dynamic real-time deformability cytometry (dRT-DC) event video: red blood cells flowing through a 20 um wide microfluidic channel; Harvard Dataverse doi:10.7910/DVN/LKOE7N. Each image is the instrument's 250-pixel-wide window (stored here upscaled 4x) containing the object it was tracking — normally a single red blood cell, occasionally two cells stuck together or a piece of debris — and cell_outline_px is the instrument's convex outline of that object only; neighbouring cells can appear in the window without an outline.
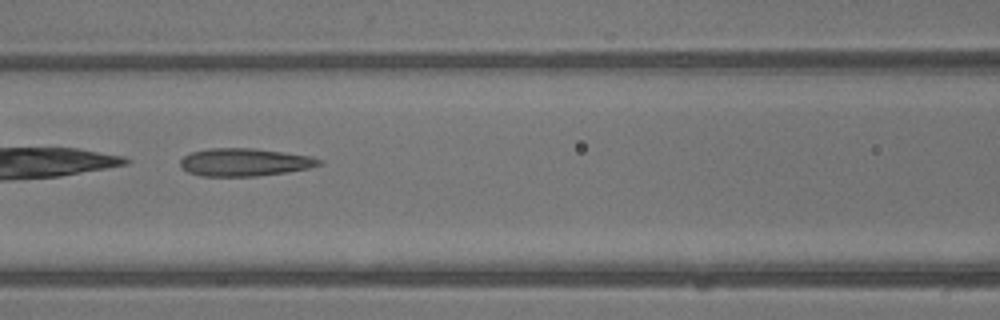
{"species": "common noctule bat (a hibernating species)", "species_latin": "Nyctalus noctula", "temperature_condition": "warm", "stored_images_in_passage": 18, "camera_frame_rate_fps": 3000, "um_per_image_px": 0.085, "animal": {"sex": "male", "body_mass_g": 13.3}, "frame": {"image": 1, "passage_image": 6, "time_ms": 1.667, "image_size_px": [1000, 320], "cell_outline_px": [[324, 164], [308, 168], [288, 172], [256, 176], [200, 176], [188, 172], [180, 164], [180, 160], [184, 156], [192, 152], [208, 148], [256, 148], [312, 156], [320, 160]], "centroid_in_image_um": [20.81, 13.78], "position_along_channel_um": 145.8, "area_um2": 22.54}}
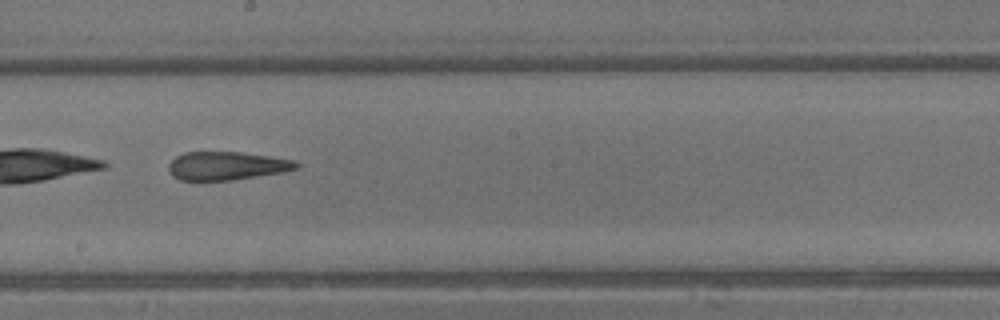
{"frame": {"image": 2, "passage_image": 11, "time_ms": 3.333, "image_size_px": [1000, 320], "cell_outline_px": [[300, 168], [284, 172], [232, 180], [180, 180], [172, 176], [168, 168], [168, 164], [176, 156], [184, 152], [240, 152], [268, 156], [292, 160], [300, 164]], "centroid_in_image_um": [19.27, 14.1], "position_along_channel_um": 228.9, "area_um2": 21.1}}
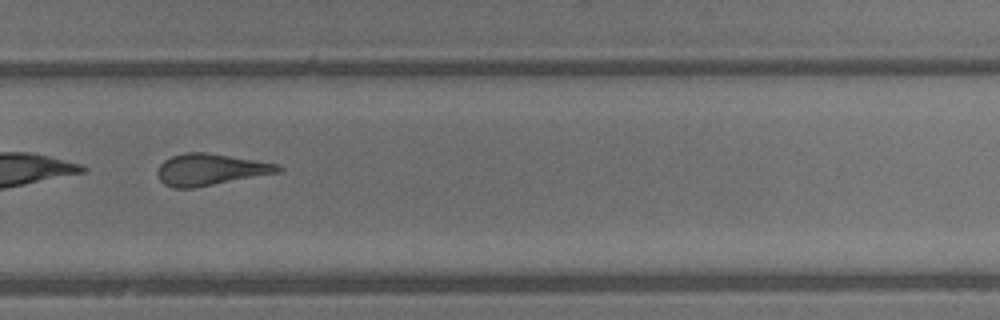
{"frame": {"image": 3, "passage_image": 16, "time_ms": 5.0, "image_size_px": [1000, 320], "cell_outline_px": [[284, 168], [280, 172], [196, 188], [172, 188], [164, 184], [160, 180], [156, 172], [160, 164], [164, 160], [172, 156], [184, 152], [204, 152], [256, 160], [280, 164]], "centroid_in_image_um": [17.88, 14.42], "position_along_channel_um": 311.9, "area_um2": 22.37}}